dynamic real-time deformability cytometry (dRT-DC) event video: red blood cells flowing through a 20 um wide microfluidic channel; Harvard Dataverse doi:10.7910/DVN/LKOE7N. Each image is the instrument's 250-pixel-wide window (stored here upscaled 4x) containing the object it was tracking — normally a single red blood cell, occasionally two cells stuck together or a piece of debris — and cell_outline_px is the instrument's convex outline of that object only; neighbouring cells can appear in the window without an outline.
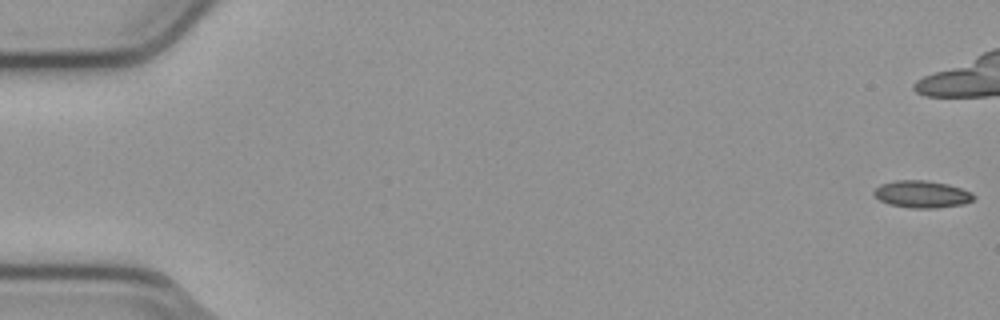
{"species": "common noctule bat (a hibernating species)", "species_latin": "Nyctalus noctula", "temperature_condition": "cold", "stored_images_in_passage": 4, "camera_frame_rate_fps": 3000, "um_per_image_px": 0.085, "animal": {"sex": "male", "body_mass_g": 23.1, "forearm_length_mm": 52.7}, "frame": {"image": 1, "passage_image": 1, "time_ms": 0.0, "image_size_px": [1000, 320], "cell_outline_px": [[976, 196], [972, 200], [964, 204], [936, 208], [912, 208], [888, 204], [880, 200], [872, 192], [880, 184], [896, 180], [928, 180], [948, 184], [972, 192]], "centroid_in_image_um": [78.37, 16.5], "position_along_channel_um": 6.6, "area_um2": 15.84}}